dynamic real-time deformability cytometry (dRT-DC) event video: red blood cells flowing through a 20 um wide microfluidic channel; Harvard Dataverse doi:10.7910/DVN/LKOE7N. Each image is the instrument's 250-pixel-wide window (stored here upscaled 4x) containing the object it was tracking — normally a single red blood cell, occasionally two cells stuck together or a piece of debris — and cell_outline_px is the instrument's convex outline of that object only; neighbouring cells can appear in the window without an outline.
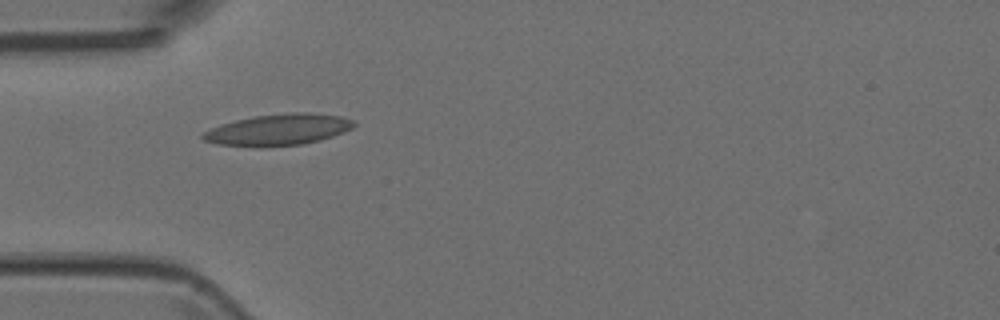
{"species": "Egyptian fruit bat (a non-hibernating species)", "species_latin": "Rousettus aegyptiacus", "temperature_condition": "room temperature", "stored_images_in_passage": 3, "camera_frame_rate_fps": 3000, "um_per_image_px": 0.085, "animal": {"sex": "female"}, "frame": {"image": 1, "passage_image": 1, "time_ms": 0.0, "image_size_px": [1000, 320], "cell_outline_px": [[356, 124], [352, 128], [344, 132], [320, 140], [304, 144], [260, 148], [256, 148], [216, 144], [204, 140], [200, 136], [204, 132], [220, 124], [236, 120], [256, 116], [292, 112], [308, 112], [340, 116], [352, 120]], "centroid_in_image_um": [23.63, 11.04], "position_along_channel_um": 61.4, "area_um2": 27.8}}
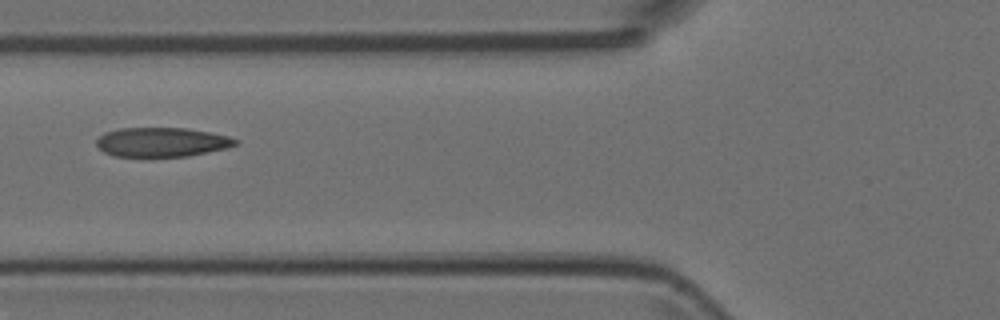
{"frame": {"image": 2, "passage_image": 2, "time_ms": 0.333, "image_size_px": [1000, 320], "cell_outline_px": [[240, 144], [228, 148], [188, 156], [152, 160], [144, 160], [112, 156], [104, 152], [96, 144], [96, 140], [104, 132], [120, 128], [184, 128], [208, 132], [228, 136], [240, 140]], "centroid_in_image_um": [13.72, 12.14], "position_along_channel_um": 112.1, "area_um2": 24.97}}
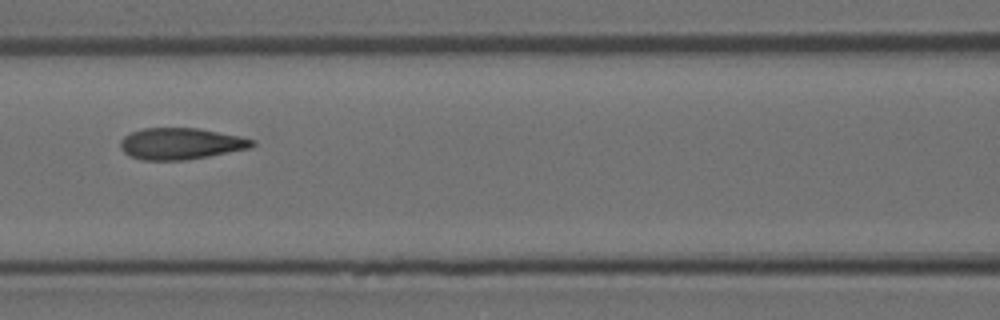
{"frame": {"image": 3, "passage_image": 3, "time_ms": 0.667, "image_size_px": [1000, 320], "cell_outline_px": [[256, 144], [252, 148], [208, 156], [184, 160], [144, 160], [132, 156], [124, 152], [120, 148], [120, 140], [124, 136], [132, 132], [144, 128], [200, 128], [240, 136], [256, 140]], "centroid_in_image_um": [15.41, 12.2], "position_along_channel_um": 151.2, "area_um2": 24.22}}